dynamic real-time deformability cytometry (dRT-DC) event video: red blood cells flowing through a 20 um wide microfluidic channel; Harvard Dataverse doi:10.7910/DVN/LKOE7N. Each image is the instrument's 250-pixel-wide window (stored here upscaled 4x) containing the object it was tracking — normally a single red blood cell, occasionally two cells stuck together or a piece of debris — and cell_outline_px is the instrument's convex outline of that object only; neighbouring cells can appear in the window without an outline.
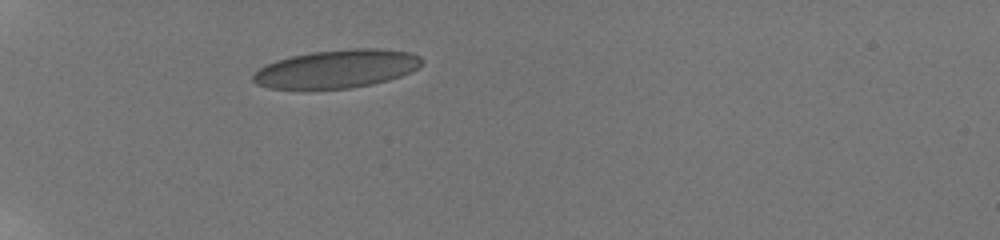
{"species": "human", "species_latin": "Homo sapiens", "temperature_condition": "room temperature", "stored_images_in_passage": 38, "camera_frame_rate_fps": 3000, "um_per_image_px": 0.085, "donor": {"sex": "male"}, "frame": {"image": 1, "passage_image": 1, "time_ms": 0.0, "image_size_px": [1000, 240], "cell_outline_px": [[424, 60], [416, 68], [400, 76], [388, 80], [372, 84], [348, 88], [268, 88], [256, 84], [252, 80], [252, 76], [260, 68], [276, 60], [292, 56], [312, 52], [352, 48], [376, 48], [408, 52], [420, 56]], "centroid_in_image_um": [28.62, 5.84], "position_along_channel_um": 56.4, "area_um2": 37.11}}
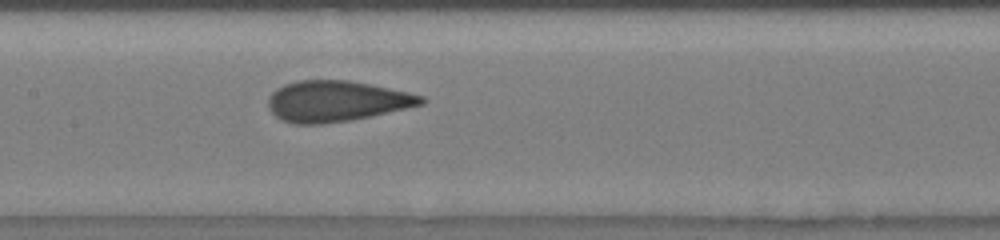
{"frame": {"image": 2, "passage_image": 13, "time_ms": 4.0, "image_size_px": [1000, 240], "cell_outline_px": [[428, 100], [424, 104], [352, 120], [324, 124], [292, 124], [280, 120], [268, 108], [268, 96], [276, 88], [284, 84], [296, 80], [348, 80], [372, 84], [408, 92], [424, 96]], "centroid_in_image_um": [28.58, 8.6], "position_along_channel_um": 178.8, "area_um2": 36.76}}
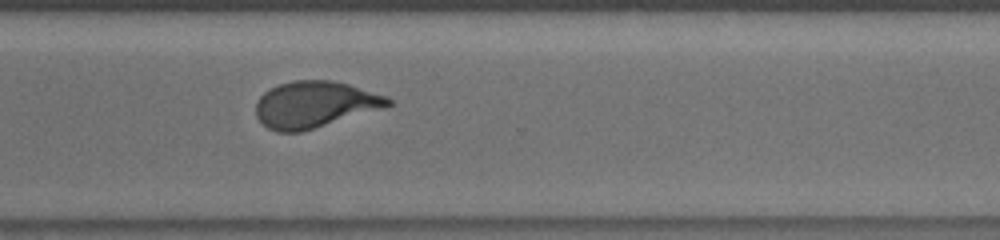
{"frame": {"image": 3, "passage_image": 26, "time_ms": 8.333, "image_size_px": [1000, 240], "cell_outline_px": [[392, 104], [384, 108], [300, 132], [276, 132], [268, 128], [256, 116], [256, 100], [264, 92], [280, 84], [292, 80], [332, 80], [348, 84], [388, 96], [392, 100]], "centroid_in_image_um": [26.75, 8.87], "position_along_channel_um": 343.8, "area_um2": 35.66}, "authors_computed_cell_mechanics": {"area_um2": 36.0672, "velocity_mm_per_s": 3.8201, "shape_relaxation_time_tau1_ms": 7.3592, "shape_relaxation_time_tau2_ms": 0.6742, "deformation_change_tau1": 0.2079, "deformation_change_tau2": 0.0718}}